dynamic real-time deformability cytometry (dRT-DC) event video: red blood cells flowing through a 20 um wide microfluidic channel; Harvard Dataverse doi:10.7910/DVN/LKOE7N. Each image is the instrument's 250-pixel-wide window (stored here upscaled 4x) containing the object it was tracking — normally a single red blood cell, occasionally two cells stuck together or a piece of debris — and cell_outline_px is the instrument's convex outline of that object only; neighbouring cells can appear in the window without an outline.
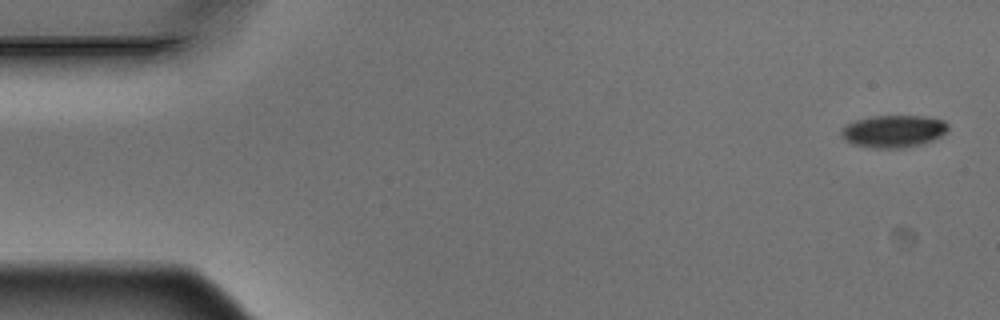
{"species": "Egyptian fruit bat (a non-hibernating species)", "species_latin": "Rousettus aegyptiacus", "temperature_condition": "warm", "stored_images_in_passage": 4, "camera_frame_rate_fps": 3000, "um_per_image_px": 0.085, "animal": {"sex": "male"}, "frame": {"image": 1, "passage_image": 1, "time_ms": 0.0, "image_size_px": [1000, 320], "cell_outline_px": [[948, 132], [932, 140], [920, 144], [900, 148], [872, 148], [852, 144], [840, 132], [844, 124], [856, 120], [872, 116], [924, 116], [944, 120], [948, 124]], "centroid_in_image_um": [75.96, 11.14], "position_along_channel_um": 9.0, "area_um2": 20.06}}
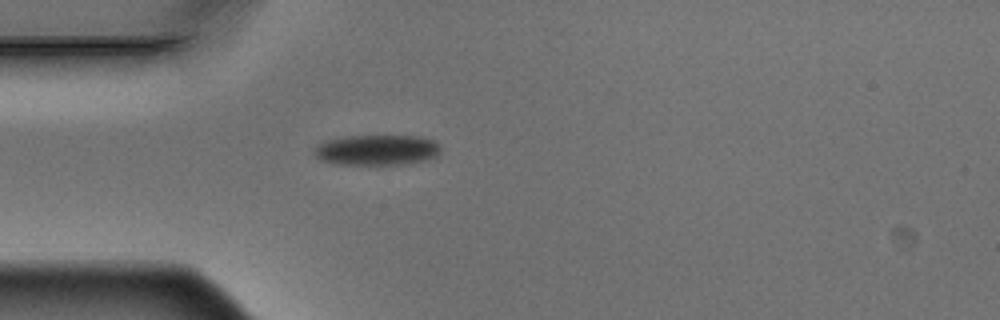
{"frame": {"image": 2, "passage_image": 4, "time_ms": 1.0, "image_size_px": [1000, 320], "cell_outline_px": [[440, 152], [436, 156], [428, 160], [404, 164], [336, 164], [320, 160], [312, 152], [312, 148], [316, 144], [324, 140], [344, 136], [420, 136], [436, 140], [440, 144]], "centroid_in_image_um": [32.01, 12.74], "position_along_channel_um": 53.0, "area_um2": 22.89}}